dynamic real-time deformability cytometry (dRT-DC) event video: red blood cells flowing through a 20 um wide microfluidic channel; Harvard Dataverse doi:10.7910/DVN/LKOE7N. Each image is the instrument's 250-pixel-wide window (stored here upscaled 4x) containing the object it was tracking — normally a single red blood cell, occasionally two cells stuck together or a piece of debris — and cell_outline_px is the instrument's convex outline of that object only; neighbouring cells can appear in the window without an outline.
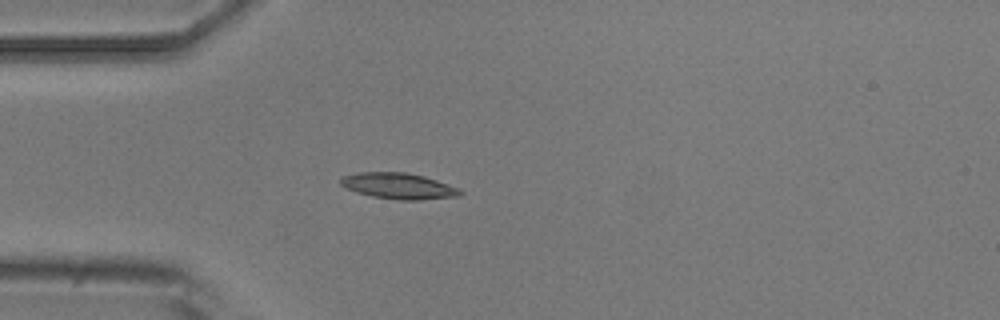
{"species": "common noctule bat (a hibernating species)", "species_latin": "Nyctalus noctula", "temperature_condition": "room temperature", "stored_images_in_passage": 6, "camera_frame_rate_fps": 3000, "um_per_image_px": 0.085, "animal": {"sex": "male", "body_mass_g": 20.5, "forearm_length_mm": 52.5}, "frame": {"image": 1, "passage_image": 5, "time_ms": 4.667, "image_size_px": [1000, 320], "cell_outline_px": [[464, 192], [460, 196], [420, 200], [400, 200], [372, 196], [356, 192], [340, 184], [340, 180], [344, 176], [356, 172], [404, 172], [424, 176], [460, 188]], "centroid_in_image_um": [33.92, 15.81], "position_along_channel_um": 51.1, "area_um2": 18.09}}